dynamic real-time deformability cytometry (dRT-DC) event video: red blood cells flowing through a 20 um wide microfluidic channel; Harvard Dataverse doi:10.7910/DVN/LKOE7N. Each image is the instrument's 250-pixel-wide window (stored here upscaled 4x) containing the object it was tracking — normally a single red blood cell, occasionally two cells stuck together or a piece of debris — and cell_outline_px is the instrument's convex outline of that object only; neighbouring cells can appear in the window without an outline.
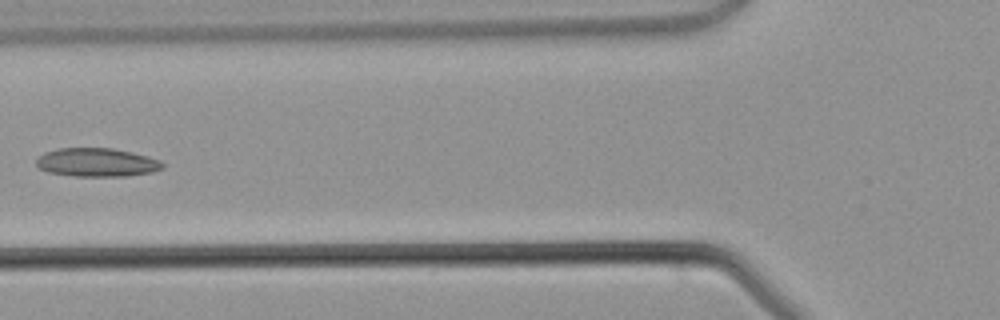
{"species": "common noctule bat (a hibernating species)", "species_latin": "Nyctalus noctula", "temperature_condition": "warm", "stored_images_in_passage": 3, "camera_frame_rate_fps": 3000, "um_per_image_px": 0.085, "animal": {"sex": "male", "body_mass_g": 21.5, "forearm_length_mm": 52.0}, "frame": {"image": 1, "passage_image": 3, "time_ms": 2.333, "image_size_px": [1000, 320], "cell_outline_px": [[164, 168], [152, 172], [124, 176], [72, 176], [48, 172], [40, 168], [36, 164], [36, 160], [44, 152], [60, 148], [112, 148], [132, 152], [148, 156], [160, 160], [164, 164]], "centroid_in_image_um": [8.24, 13.8], "position_along_channel_um": 117.6, "area_um2": 21.04}}